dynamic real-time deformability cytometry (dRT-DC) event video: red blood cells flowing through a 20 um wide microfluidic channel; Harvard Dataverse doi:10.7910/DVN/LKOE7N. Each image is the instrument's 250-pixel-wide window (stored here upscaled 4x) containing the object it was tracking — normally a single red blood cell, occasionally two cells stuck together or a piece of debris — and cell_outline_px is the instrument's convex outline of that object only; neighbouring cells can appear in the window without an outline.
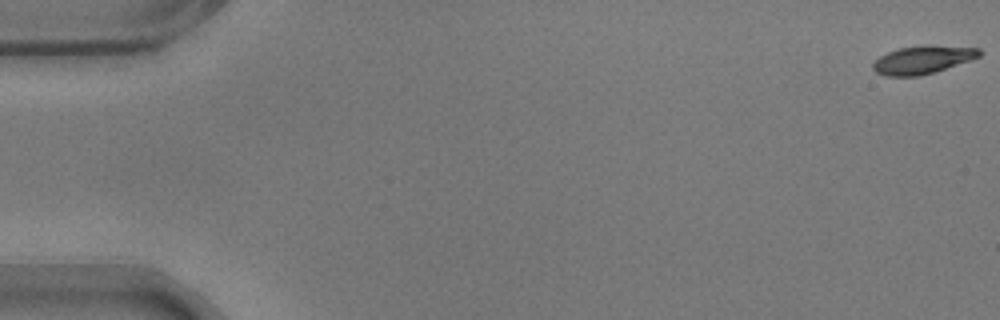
{"species": "common noctule bat (a hibernating species)", "species_latin": "Nyctalus noctula", "temperature_condition": "warm", "stored_images_in_passage": 14, "camera_frame_rate_fps": 3000, "um_per_image_px": 0.085, "animal": {"sex": "male", "body_mass_g": 17.9}, "frame": {"image": 1, "passage_image": 1, "time_ms": 0.0, "image_size_px": [1000, 320], "cell_outline_px": [[980, 56], [920, 76], [884, 76], [876, 72], [872, 68], [872, 64], [880, 56], [888, 52], [900, 48], [924, 44], [928, 44], [980, 48]], "centroid_in_image_um": [78.38, 5.06], "position_along_channel_um": 6.6, "area_um2": 17.22}}